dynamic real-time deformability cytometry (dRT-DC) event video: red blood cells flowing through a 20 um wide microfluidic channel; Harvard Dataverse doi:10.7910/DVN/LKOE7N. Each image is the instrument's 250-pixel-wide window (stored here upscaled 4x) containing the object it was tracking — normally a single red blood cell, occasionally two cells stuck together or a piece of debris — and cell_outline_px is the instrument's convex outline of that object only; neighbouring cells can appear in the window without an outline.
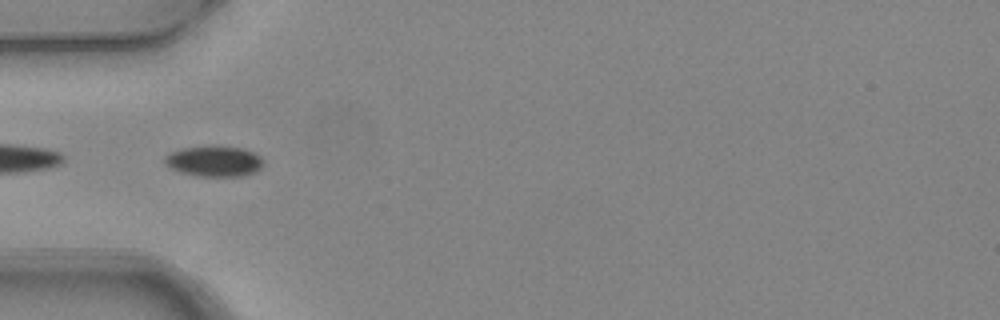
{"species": "common noctule bat (a hibernating species)", "species_latin": "Nyctalus noctula", "temperature_condition": "warm", "stored_images_in_passage": 5, "segment_of_instrument_passage": [2, 2], "camera_frame_rate_fps": 3000, "um_per_image_px": 0.085, "animal": {"sex": "female", "body_mass_g": 24.6, "forearm_length_mm": 56.2}, "frame": {"image": 1, "passage_image": 5, "time_ms": 1.333, "image_size_px": [1000, 320], "cell_outline_px": [[264, 164], [256, 172], [244, 176], [196, 176], [180, 172], [168, 168], [164, 160], [164, 156], [180, 148], [208, 144], [216, 144], [244, 148], [260, 156], [264, 160]], "centroid_in_image_um": [18.2, 13.67], "position_along_channel_um": 66.8, "area_um2": 18.32}}